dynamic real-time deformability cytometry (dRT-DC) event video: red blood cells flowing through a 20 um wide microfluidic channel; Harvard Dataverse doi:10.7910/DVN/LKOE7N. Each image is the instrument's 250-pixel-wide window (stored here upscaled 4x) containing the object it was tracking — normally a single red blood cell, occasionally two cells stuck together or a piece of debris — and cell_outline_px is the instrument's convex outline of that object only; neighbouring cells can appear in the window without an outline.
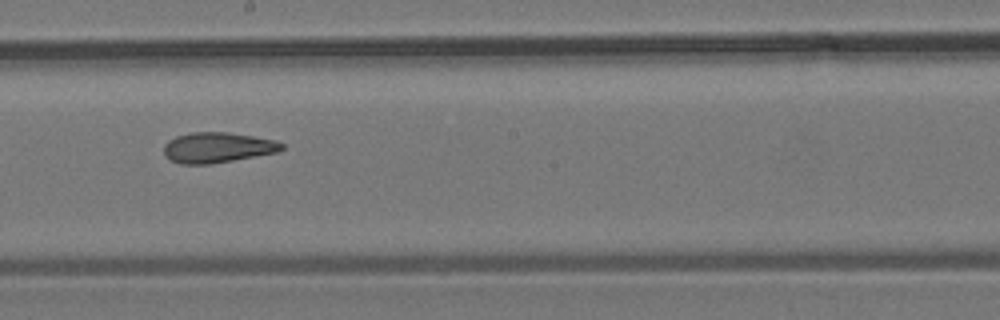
{"species": "common noctule bat (a hibernating species)", "species_latin": "Nyctalus noctula", "temperature_condition": "room temperature", "stored_images_in_passage": 8, "camera_frame_rate_fps": 3000, "um_per_image_px": 0.085, "animal": {"sex": "male", "body_mass_g": 19.2, "forearm_length_mm": 51.8}, "frame": {"image": 1, "passage_image": 7, "time_ms": 7.0, "image_size_px": [1000, 320], "cell_outline_px": [[284, 148], [280, 152], [208, 164], [180, 164], [168, 160], [164, 156], [164, 144], [168, 140], [176, 136], [192, 132], [228, 132], [276, 140], [284, 144]], "centroid_in_image_um": [18.47, 12.54], "position_along_channel_um": 229.7, "area_um2": 21.04}}